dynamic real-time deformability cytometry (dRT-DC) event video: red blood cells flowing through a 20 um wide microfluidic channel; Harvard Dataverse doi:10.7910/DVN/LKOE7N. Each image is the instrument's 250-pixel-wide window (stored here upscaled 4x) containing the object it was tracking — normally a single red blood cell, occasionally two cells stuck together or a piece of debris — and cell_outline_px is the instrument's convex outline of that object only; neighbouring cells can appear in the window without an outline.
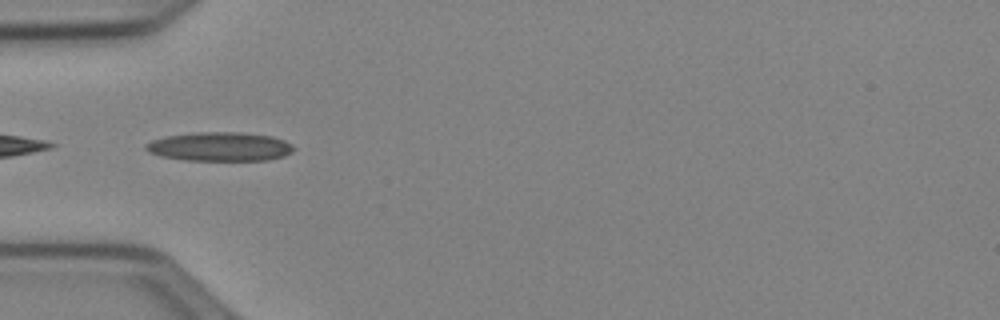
{"species": "Egyptian fruit bat (a non-hibernating species)", "species_latin": "Rousettus aegyptiacus", "temperature_condition": "cold", "stored_images_in_passage": 11, "camera_frame_rate_fps": 3000, "um_per_image_px": 0.085, "animal": {"sex": "female"}, "frame": {"image": 1, "passage_image": 8, "time_ms": 2.333, "image_size_px": [1000, 320], "cell_outline_px": [[296, 148], [292, 152], [284, 156], [268, 160], [184, 160], [160, 156], [148, 152], [144, 148], [144, 144], [152, 140], [164, 136], [196, 132], [240, 132], [272, 136], [284, 140], [292, 144]], "centroid_in_image_um": [18.67, 12.46], "position_along_channel_um": 66.3, "area_um2": 25.2}}